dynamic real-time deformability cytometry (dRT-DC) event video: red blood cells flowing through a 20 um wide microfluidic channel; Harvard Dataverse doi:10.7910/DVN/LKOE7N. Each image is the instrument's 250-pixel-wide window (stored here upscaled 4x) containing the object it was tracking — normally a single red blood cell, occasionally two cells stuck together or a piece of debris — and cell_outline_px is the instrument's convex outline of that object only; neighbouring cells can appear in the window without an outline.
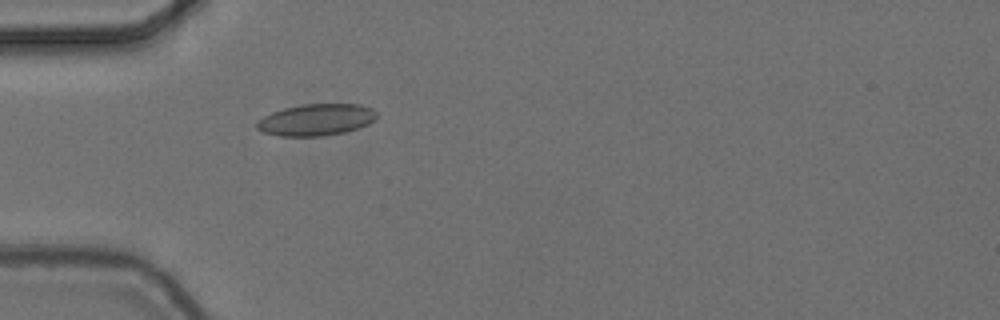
{"species": "common noctule bat (a hibernating species)", "species_latin": "Nyctalus noctula", "temperature_condition": "cold", "stored_images_in_passage": 5, "camera_frame_rate_fps": 3000, "um_per_image_px": 0.085, "animal": {"sex": "female", "body_mass_g": 24.6, "forearm_length_mm": 56.2}, "frame": {"image": 1, "passage_image": 5, "time_ms": 1.333, "image_size_px": [1000, 320], "cell_outline_px": [[376, 116], [368, 124], [344, 132], [320, 136], [280, 136], [264, 132], [256, 128], [256, 120], [272, 112], [284, 108], [304, 104], [360, 104], [372, 108], [376, 112]], "centroid_in_image_um": [26.84, 10.17], "position_along_channel_um": 58.2, "area_um2": 21.96}}